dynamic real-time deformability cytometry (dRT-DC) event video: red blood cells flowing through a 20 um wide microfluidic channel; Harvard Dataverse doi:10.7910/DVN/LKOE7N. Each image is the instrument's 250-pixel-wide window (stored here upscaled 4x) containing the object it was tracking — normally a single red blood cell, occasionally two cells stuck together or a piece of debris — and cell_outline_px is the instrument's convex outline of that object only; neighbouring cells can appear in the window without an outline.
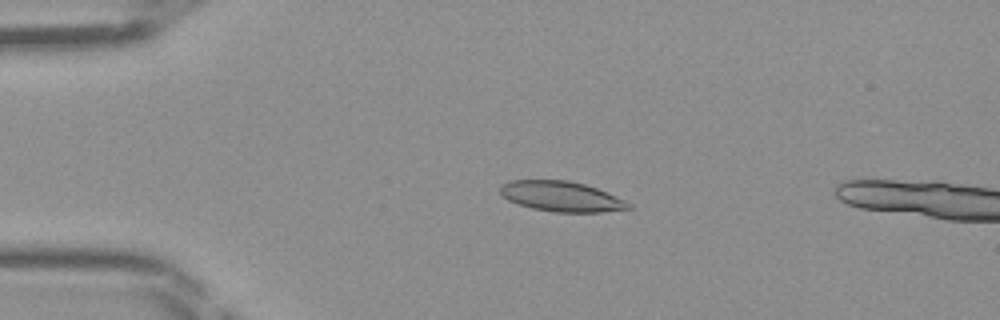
{"species": "Egyptian fruit bat (a non-hibernating species)", "species_latin": "Rousettus aegyptiacus", "temperature_condition": "room temperature", "stored_images_in_passage": 44, "camera_frame_rate_fps": 3000, "um_per_image_px": 0.085, "frame": {"image": 1, "passage_image": 10, "time_ms": 3.0, "image_size_px": [1000, 320], "cell_outline_px": [[632, 208], [600, 212], [556, 212], [532, 208], [508, 200], [500, 192], [500, 184], [508, 180], [568, 180], [584, 184], [596, 188], [624, 200], [632, 204]], "centroid_in_image_um": [47.69, 16.69], "position_along_channel_um": 37.3, "area_um2": 22.43}}
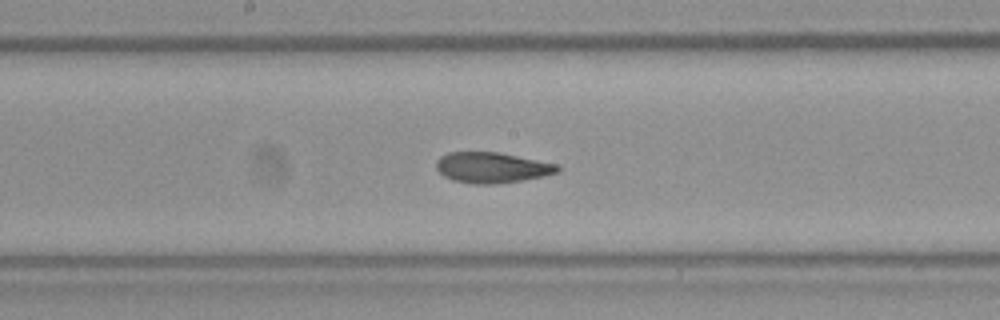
{"frame": {"image": 2, "passage_image": 24, "time_ms": 7.667, "image_size_px": [1000, 320], "cell_outline_px": [[560, 172], [520, 180], [496, 184], [472, 184], [452, 180], [444, 176], [436, 168], [436, 160], [440, 156], [448, 152], [500, 152], [560, 164]], "centroid_in_image_um": [41.81, 14.23], "position_along_channel_um": 206.4, "area_um2": 21.79}}
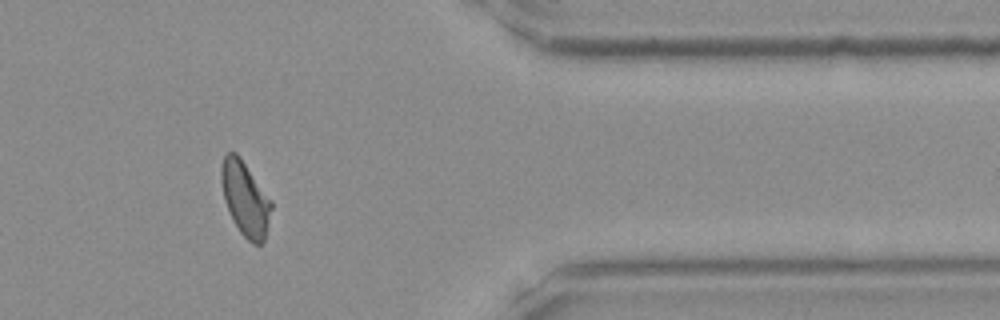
{"frame": {"image": 3, "passage_image": 38, "time_ms": 12.333, "image_size_px": [1000, 320], "cell_outline_px": [[272, 208], [264, 240], [260, 244], [252, 244], [240, 232], [224, 200], [220, 180], [220, 168], [224, 156], [228, 152], [236, 152], [240, 156], [272, 200]], "centroid_in_image_um": [20.84, 16.85], "position_along_channel_um": 390.6, "area_um2": 21.62}}